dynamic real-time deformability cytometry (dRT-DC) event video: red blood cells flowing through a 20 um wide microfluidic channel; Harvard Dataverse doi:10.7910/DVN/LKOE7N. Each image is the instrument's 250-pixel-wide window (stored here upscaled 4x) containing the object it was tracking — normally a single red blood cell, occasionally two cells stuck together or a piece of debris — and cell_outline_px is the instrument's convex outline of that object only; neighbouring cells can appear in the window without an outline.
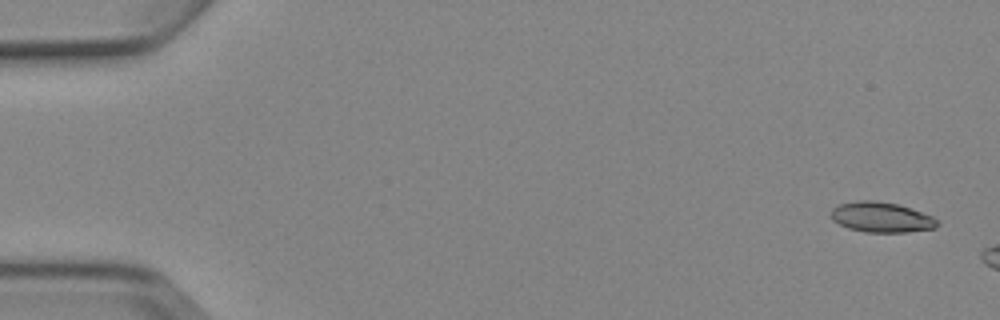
{"species": "Egyptian fruit bat (a non-hibernating species)", "species_latin": "Rousettus aegyptiacus", "temperature_condition": "cold", "stored_images_in_passage": 3, "camera_frame_rate_fps": 3000, "um_per_image_px": 0.085, "animal": {"sex": "female"}, "frame": {"image": 1, "passage_image": 1, "time_ms": 0.0, "image_size_px": [1000, 320], "cell_outline_px": [[940, 224], [936, 228], [908, 232], [864, 232], [848, 228], [832, 220], [832, 208], [840, 204], [856, 200], [876, 200], [896, 204], [932, 216], [940, 220]], "centroid_in_image_um": [74.94, 18.47], "position_along_channel_um": 10.1, "area_um2": 18.73}}